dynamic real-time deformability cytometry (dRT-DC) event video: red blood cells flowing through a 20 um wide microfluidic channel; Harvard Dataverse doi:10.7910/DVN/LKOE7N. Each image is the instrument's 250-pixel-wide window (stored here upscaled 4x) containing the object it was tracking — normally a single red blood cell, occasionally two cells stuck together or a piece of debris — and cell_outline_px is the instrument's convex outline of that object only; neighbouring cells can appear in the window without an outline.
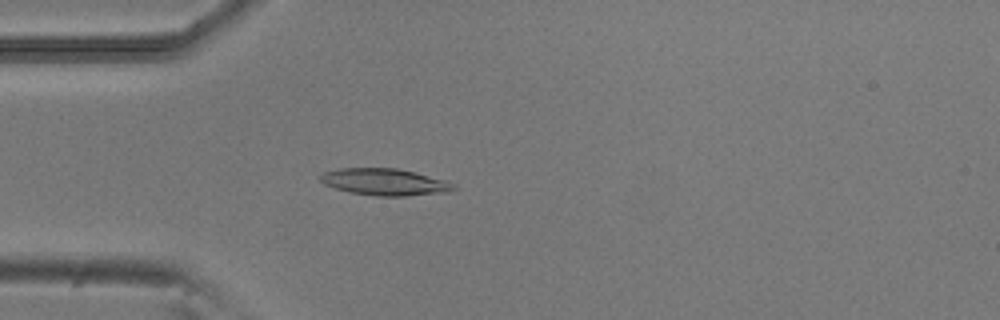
{"species": "common noctule bat (a hibernating species)", "species_latin": "Nyctalus noctula", "temperature_condition": "room temperature", "stored_images_in_passage": 2, "camera_frame_rate_fps": 3000, "um_per_image_px": 0.085, "animal": {"sex": "male", "body_mass_g": 20.5, "forearm_length_mm": 52.5}, "frame": {"image": 1, "passage_image": 2, "time_ms": 0.333, "image_size_px": [1000, 320], "cell_outline_px": [[456, 188], [448, 192], [404, 196], [376, 196], [352, 192], [336, 188], [324, 184], [320, 180], [320, 176], [324, 172], [340, 168], [396, 168], [444, 180], [456, 184]], "centroid_in_image_um": [32.7, 15.47], "position_along_channel_um": 52.3, "area_um2": 20.52}}